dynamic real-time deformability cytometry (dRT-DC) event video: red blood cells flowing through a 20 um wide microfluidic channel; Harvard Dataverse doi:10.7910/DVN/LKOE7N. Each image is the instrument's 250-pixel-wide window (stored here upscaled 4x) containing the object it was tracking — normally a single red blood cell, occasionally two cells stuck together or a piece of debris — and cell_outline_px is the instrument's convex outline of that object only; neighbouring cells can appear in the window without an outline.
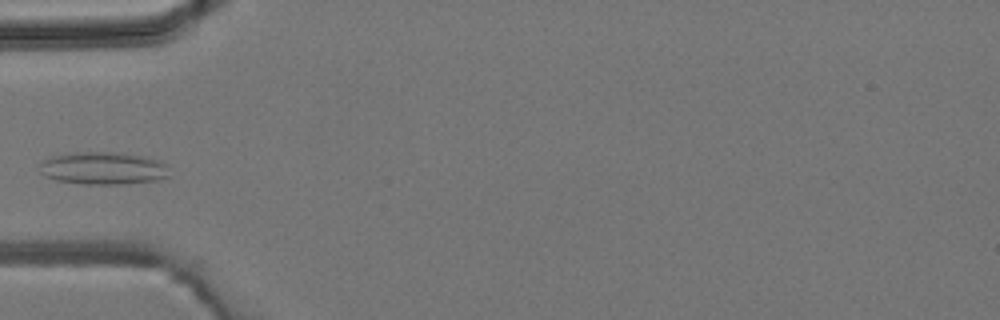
{"species": "common noctule bat (a hibernating species)", "species_latin": "Nyctalus noctula", "temperature_condition": "room temperature", "stored_images_in_passage": 3, "camera_frame_rate_fps": 3000, "um_per_image_px": 0.085, "animal": {"sex": "male", "body_mass_g": 19.2, "forearm_length_mm": 51.8}, "frame": {"image": 1, "passage_image": 3, "time_ms": 3.333, "image_size_px": [1000, 320], "cell_outline_px": [[168, 176], [156, 180], [120, 184], [84, 184], [56, 180], [44, 176], [40, 172], [40, 164], [48, 156], [76, 152], [116, 152], [140, 156], [160, 160], [164, 164]], "centroid_in_image_um": [8.69, 14.29], "position_along_channel_um": 76.3, "area_um2": 24.45}}